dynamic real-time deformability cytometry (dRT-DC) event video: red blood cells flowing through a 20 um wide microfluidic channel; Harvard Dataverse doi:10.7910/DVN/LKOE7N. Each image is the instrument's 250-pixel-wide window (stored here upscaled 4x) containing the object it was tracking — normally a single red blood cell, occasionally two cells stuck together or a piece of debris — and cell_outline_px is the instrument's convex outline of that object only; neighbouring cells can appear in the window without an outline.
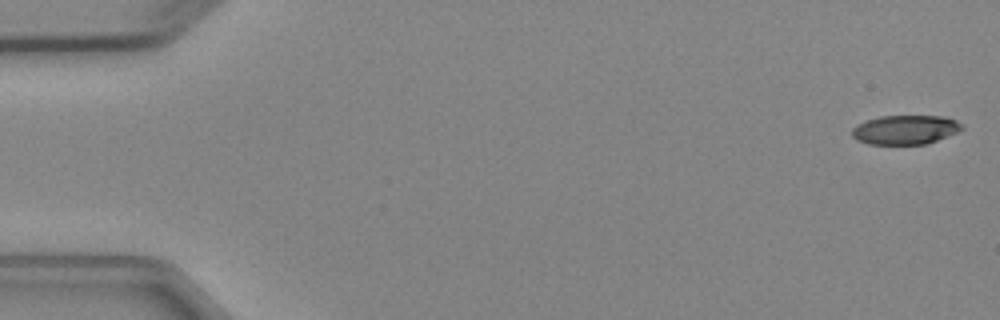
{"species": "Egyptian fruit bat (a non-hibernating species)", "species_latin": "Rousettus aegyptiacus", "temperature_condition": "cold", "stored_images_in_passage": 6, "camera_frame_rate_fps": 3000, "um_per_image_px": 0.085, "animal": {"sex": "female"}, "frame": {"image": 1, "passage_image": 1, "time_ms": 0.0, "image_size_px": [1000, 320], "cell_outline_px": [[964, 128], [956, 132], [936, 140], [924, 144], [868, 144], [856, 140], [852, 136], [852, 128], [856, 124], [880, 116], [944, 116], [956, 120], [964, 124]], "centroid_in_image_um": [76.93, 11.02], "position_along_channel_um": 8.1, "area_um2": 18.67}}